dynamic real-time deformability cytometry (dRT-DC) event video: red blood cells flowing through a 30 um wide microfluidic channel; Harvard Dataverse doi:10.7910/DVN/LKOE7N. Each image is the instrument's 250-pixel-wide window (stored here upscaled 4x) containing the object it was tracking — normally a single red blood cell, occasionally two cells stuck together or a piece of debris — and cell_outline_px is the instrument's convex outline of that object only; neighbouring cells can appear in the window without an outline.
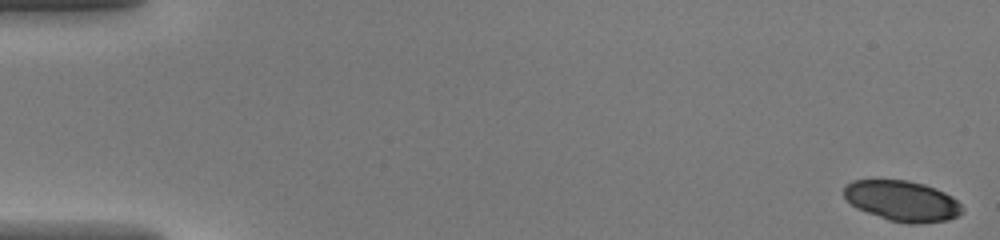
{"species": "common noctule bat (a hibernating species)", "species_latin": "Nyctalus noctula", "temperature_condition": "warm", "stored_images_in_passage": 46, "camera_frame_rate_fps": 3000, "um_per_image_px": 0.085, "animal": {"sex": "female", "body_mass_g": 20.0, "forearm_length_mm": 54.0}, "frame": {"image": 1, "passage_image": 1, "time_ms": 0.0, "image_size_px": [1000, 240], "cell_outline_px": [[964, 212], [948, 220], [916, 224], [908, 224], [888, 220], [856, 208], [844, 196], [844, 188], [852, 180], [908, 180], [924, 184], [944, 192], [952, 196], [964, 208]], "centroid_in_image_um": [76.71, 17.08], "position_along_channel_um": 8.3, "area_um2": 27.92}}